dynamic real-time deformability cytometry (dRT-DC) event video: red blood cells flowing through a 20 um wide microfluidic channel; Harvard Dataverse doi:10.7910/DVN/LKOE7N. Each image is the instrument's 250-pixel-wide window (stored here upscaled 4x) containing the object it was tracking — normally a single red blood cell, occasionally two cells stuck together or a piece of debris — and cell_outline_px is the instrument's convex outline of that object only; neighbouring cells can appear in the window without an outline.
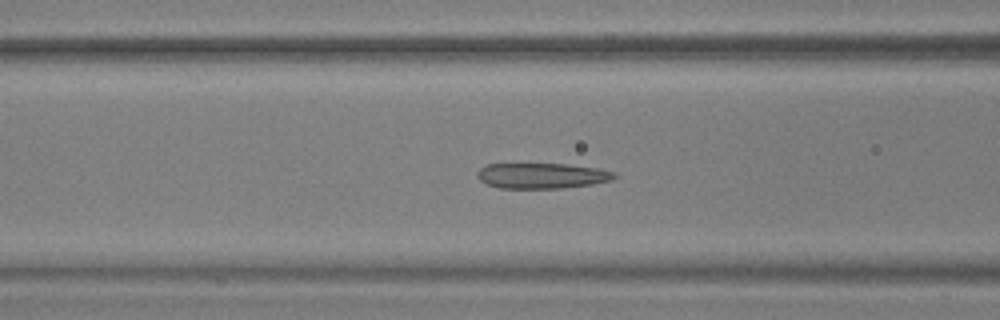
{"species": "common noctule bat (a hibernating species)", "species_latin": "Nyctalus noctula", "temperature_condition": "warm", "stored_images_in_passage": 50, "camera_frame_rate_fps": 3000, "um_per_image_px": 0.085, "animal": {"sex": "male", "body_mass_g": 17.9, "forearm_length_mm": 54.2}, "frame": {"image": 1, "passage_image": 17, "time_ms": 5.333, "image_size_px": [1000, 320], "cell_outline_px": [[616, 176], [612, 180], [592, 184], [560, 188], [500, 188], [488, 184], [480, 180], [476, 176], [476, 172], [480, 168], [488, 164], [564, 164], [600, 168], [616, 172]], "centroid_in_image_um": [46.07, 14.93], "position_along_channel_um": 120.5, "area_um2": 20.35}}
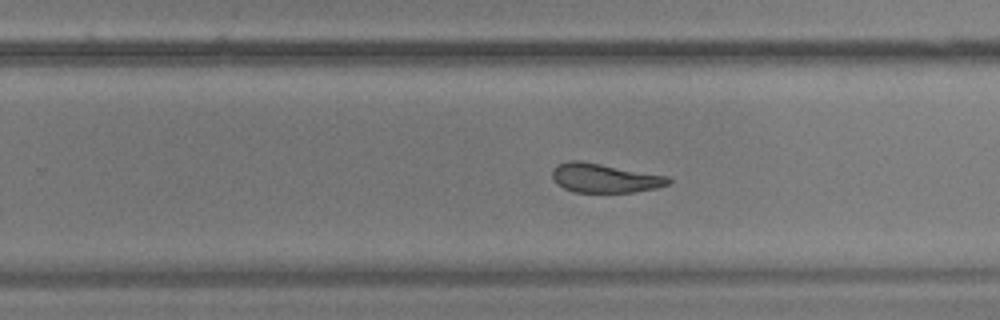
{"frame": {"image": 2, "passage_image": 30, "time_ms": 9.667, "image_size_px": [1000, 320], "cell_outline_px": [[672, 180], [668, 184], [656, 188], [632, 192], [572, 192], [556, 184], [552, 176], [552, 168], [556, 164], [568, 160], [580, 160], [668, 176]], "centroid_in_image_um": [51.34, 15.12], "position_along_channel_um": 278.5, "area_um2": 19.83}}
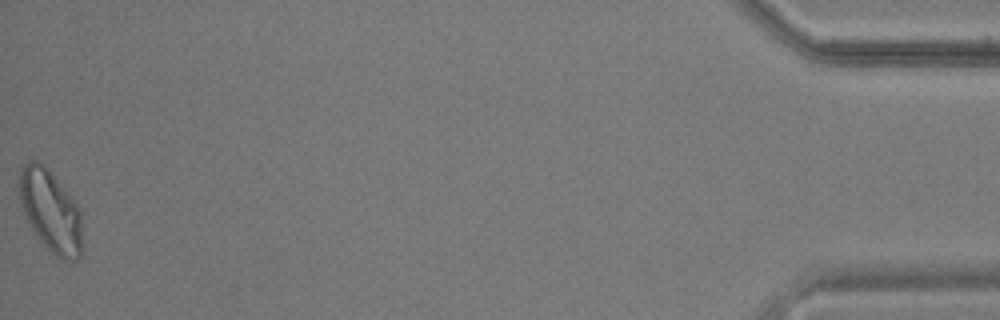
{"frame": {"image": 3, "passage_image": 50, "time_ms": 16.333, "image_size_px": [1000, 320], "cell_outline_px": [[80, 256], [76, 260], [60, 260], [40, 240], [28, 224], [24, 216], [20, 204], [20, 168], [28, 160], [36, 160], [44, 164], [48, 168], [80, 208]], "centroid_in_image_um": [4.26, 17.91], "position_along_channel_um": 430.9, "area_um2": 29.82}, "authors_computed_cell_mechanics": {"area_um2": 21.9062, "velocity_mm_per_s": 3.648, "shape_relaxation_time_tau1_ms": null, "shape_relaxation_time_tau2_ms": 4.4131, "deformation_change_tau1": null, "deformation_change_tau2": 0.1039}}